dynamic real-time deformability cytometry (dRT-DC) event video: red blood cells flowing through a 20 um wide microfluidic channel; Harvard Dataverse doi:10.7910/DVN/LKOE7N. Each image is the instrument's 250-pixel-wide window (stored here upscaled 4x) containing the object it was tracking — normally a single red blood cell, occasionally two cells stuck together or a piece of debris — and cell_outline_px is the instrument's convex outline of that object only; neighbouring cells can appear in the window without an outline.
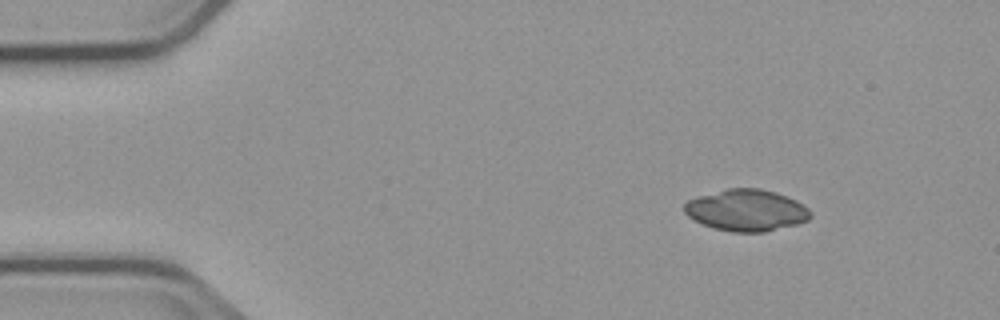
{"species": "common noctule bat (a hibernating species)", "species_latin": "Nyctalus noctula", "temperature_condition": "cold", "stored_images_in_passage": 7, "camera_frame_rate_fps": 3000, "um_per_image_px": 0.085, "animal": {"sex": "male", "body_mass_g": 23.1, "forearm_length_mm": 52.7}, "frame": {"image": 1, "passage_image": 1, "time_ms": 0.0, "image_size_px": [1000, 320], "cell_outline_px": [[812, 216], [808, 220], [796, 224], [764, 232], [732, 232], [712, 228], [688, 216], [684, 212], [684, 204], [688, 200], [696, 196], [728, 188], [760, 188], [776, 192], [796, 200], [804, 204], [812, 212]], "centroid_in_image_um": [63.45, 17.86], "position_along_channel_um": 21.5, "area_um2": 30.69}}